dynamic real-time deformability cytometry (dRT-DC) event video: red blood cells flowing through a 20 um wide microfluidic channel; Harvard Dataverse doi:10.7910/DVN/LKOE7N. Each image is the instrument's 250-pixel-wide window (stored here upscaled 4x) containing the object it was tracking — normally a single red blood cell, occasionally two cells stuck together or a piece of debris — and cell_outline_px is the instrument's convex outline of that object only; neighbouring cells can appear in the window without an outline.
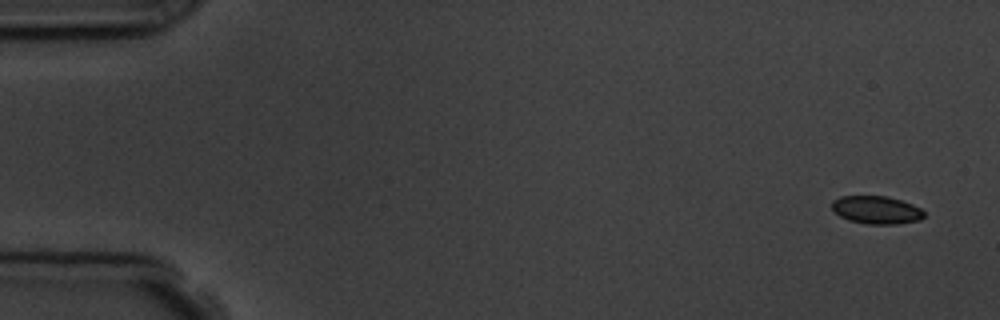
{"species": "common noctule bat (a hibernating species)", "species_latin": "Nyctalus noctula", "temperature_condition": "room temperature", "stored_images_in_passage": 5, "camera_frame_rate_fps": 3000, "um_per_image_px": 0.085, "animal": {"sex": "male", "body_mass_g": 19.5, "forearm_length_mm": 54.6}, "frame": {"image": 1, "passage_image": 1, "time_ms": 0.0, "image_size_px": [1000, 320], "cell_outline_px": [[924, 216], [920, 220], [896, 224], [868, 224], [848, 220], [840, 216], [832, 208], [832, 200], [840, 196], [888, 196], [912, 204], [920, 208], [924, 212]], "centroid_in_image_um": [74.49, 17.84], "position_along_channel_um": 10.5, "area_um2": 14.97}}
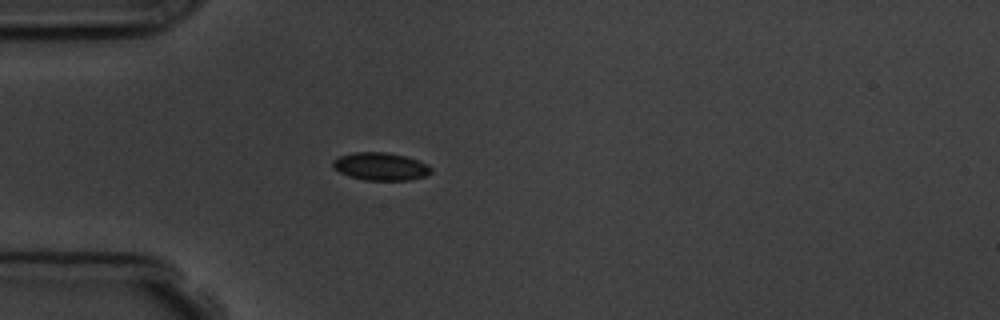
{"frame": {"image": 2, "passage_image": 5, "time_ms": 4.333, "image_size_px": [1000, 320], "cell_outline_px": [[432, 172], [424, 176], [408, 180], [364, 180], [340, 172], [332, 164], [332, 160], [340, 156], [352, 152], [384, 152], [404, 156], [428, 164], [432, 168]], "centroid_in_image_um": [32.36, 14.14], "position_along_channel_um": 52.6, "area_um2": 15.66}}